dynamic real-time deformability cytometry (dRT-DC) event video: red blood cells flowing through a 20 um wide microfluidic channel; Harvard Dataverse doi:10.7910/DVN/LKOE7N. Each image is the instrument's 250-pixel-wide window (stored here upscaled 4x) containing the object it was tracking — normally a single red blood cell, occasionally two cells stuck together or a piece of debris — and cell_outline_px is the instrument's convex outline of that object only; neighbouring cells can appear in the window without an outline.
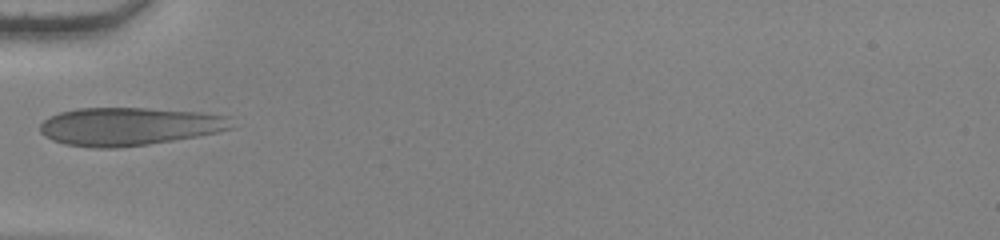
{"species": "human", "species_latin": "Homo sapiens", "temperature_condition": "warm", "stored_images_in_passage": 36, "camera_frame_rate_fps": 3000, "um_per_image_px": 0.085, "donor": {"sex": "female"}, "frame": {"image": 1, "passage_image": 1, "time_ms": 0.0, "image_size_px": [1000, 240], "cell_outline_px": [[232, 128], [216, 132], [196, 136], [148, 144], [116, 148], [92, 148], [64, 144], [52, 140], [44, 136], [40, 132], [40, 124], [44, 120], [60, 112], [76, 108], [148, 108], [204, 112], [232, 116]], "centroid_in_image_um": [10.98, 10.74], "position_along_channel_um": 74.0, "area_um2": 42.66}}
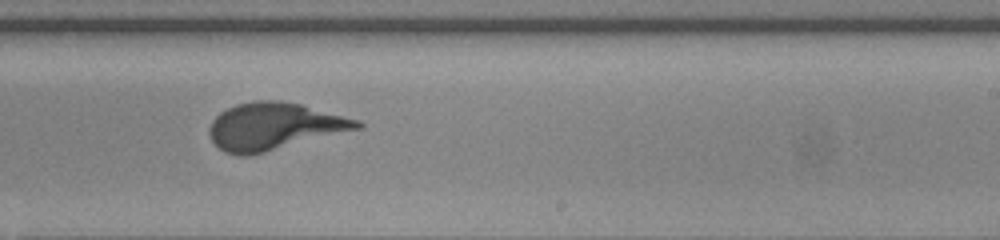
{"frame": {"image": 2, "passage_image": 16, "time_ms": 5.0, "image_size_px": [1000, 240], "cell_outline_px": [[364, 128], [248, 156], [240, 156], [224, 152], [212, 140], [208, 132], [208, 128], [212, 120], [220, 112], [236, 104], [256, 100], [280, 100], [300, 104], [360, 120], [364, 124]], "centroid_in_image_um": [23.32, 10.74], "position_along_channel_um": 265.7, "area_um2": 40.75}}
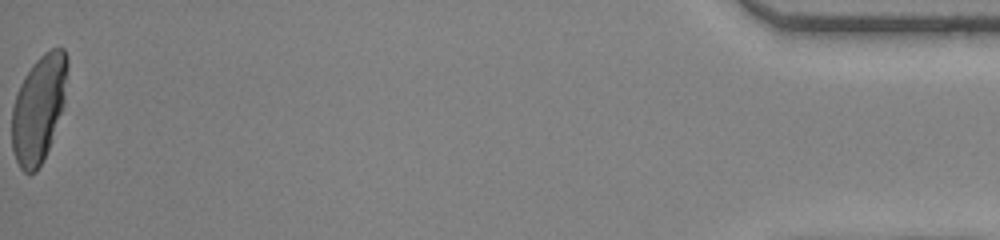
{"frame": {"image": 3, "passage_image": 36, "time_ms": 11.667, "image_size_px": [1000, 240], "cell_outline_px": [[68, 68], [64, 104], [48, 148], [36, 172], [24, 172], [20, 168], [16, 160], [12, 148], [12, 108], [20, 84], [24, 76], [32, 64], [44, 52], [52, 48], [64, 48], [68, 56]], "centroid_in_image_um": [3.3, 9.18], "position_along_channel_um": 431.9, "area_um2": 34.45}}